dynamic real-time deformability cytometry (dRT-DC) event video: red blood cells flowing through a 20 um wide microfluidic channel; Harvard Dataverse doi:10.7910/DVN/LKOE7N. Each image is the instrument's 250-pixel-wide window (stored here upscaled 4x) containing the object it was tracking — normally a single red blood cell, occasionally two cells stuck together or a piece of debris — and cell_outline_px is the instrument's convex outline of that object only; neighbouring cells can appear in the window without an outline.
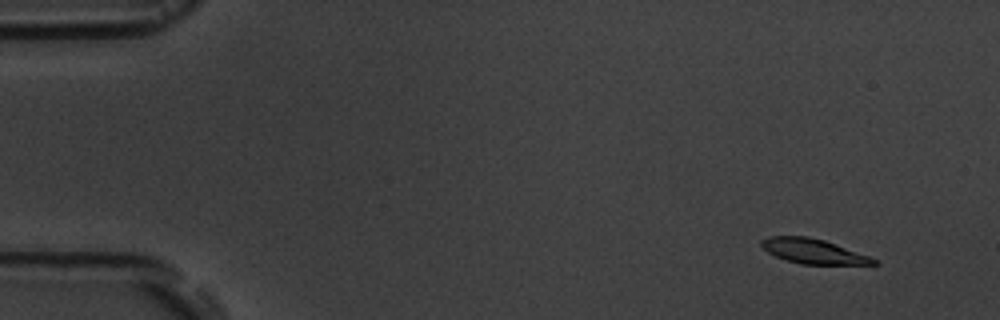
{"species": "common noctule bat (a hibernating species)", "species_latin": "Nyctalus noctula", "temperature_condition": "room temperature", "stored_images_in_passage": 6, "camera_frame_rate_fps": 3000, "um_per_image_px": 0.085, "animal": {"sex": "male", "body_mass_g": 19.5, "forearm_length_mm": 54.6}, "frame": {"image": 1, "passage_image": 2, "time_ms": 1.0, "image_size_px": [1000, 320], "cell_outline_px": [[880, 264], [800, 264], [776, 256], [768, 252], [760, 244], [760, 240], [768, 236], [808, 236], [824, 240], [880, 260]], "centroid_in_image_um": [69.13, 21.35], "position_along_channel_um": 15.9, "area_um2": 16.07}}
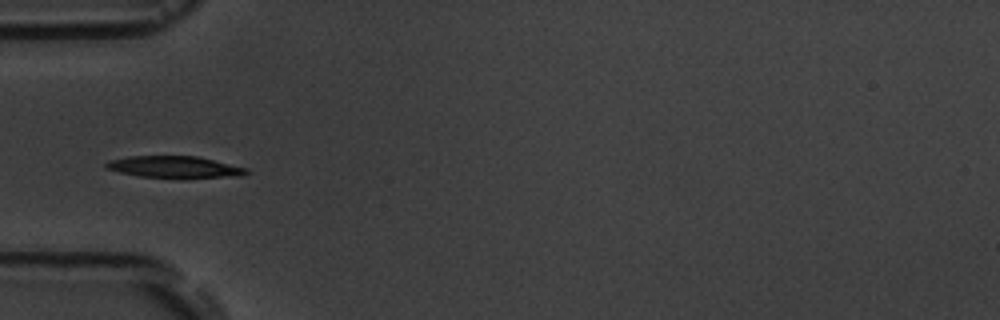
{"frame": {"image": 2, "passage_image": 6, "time_ms": 5.667, "image_size_px": [1000, 320], "cell_outline_px": [[248, 172], [244, 176], [140, 176], [120, 172], [104, 168], [104, 164], [108, 160], [128, 156], [196, 156], [248, 168]], "centroid_in_image_um": [14.77, 14.16], "position_along_channel_um": 70.2, "area_um2": 17.05}}